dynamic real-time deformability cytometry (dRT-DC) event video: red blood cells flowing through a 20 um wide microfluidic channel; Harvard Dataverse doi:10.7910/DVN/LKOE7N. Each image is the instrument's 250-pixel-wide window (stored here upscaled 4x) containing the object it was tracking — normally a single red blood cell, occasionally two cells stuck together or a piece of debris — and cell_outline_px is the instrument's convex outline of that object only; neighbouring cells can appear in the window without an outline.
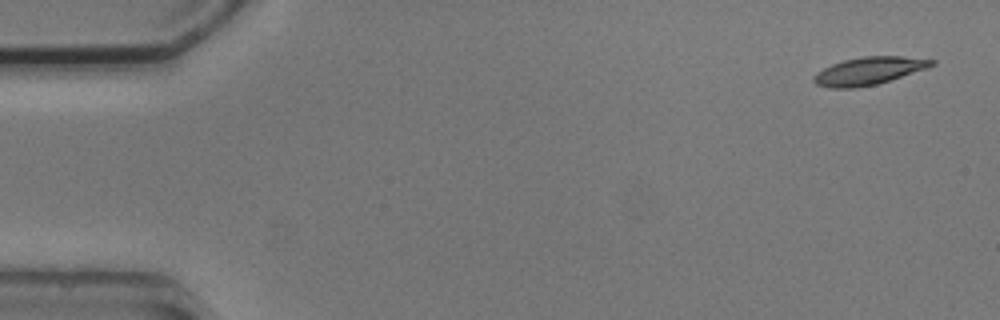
{"species": "common noctule bat (a hibernating species)", "species_latin": "Nyctalus noctula", "temperature_condition": "cold", "stored_images_in_passage": 5, "camera_frame_rate_fps": 3000, "um_per_image_px": 0.085, "animal": {"sex": "male", "body_mass_g": 20.5, "forearm_length_mm": 52.5}, "frame": {"image": 1, "passage_image": 1, "time_ms": 0.0, "image_size_px": [1000, 320], "cell_outline_px": [[936, 64], [928, 68], [876, 84], [856, 88], [828, 88], [816, 84], [812, 80], [812, 76], [816, 72], [832, 64], [844, 60], [864, 56], [900, 56], [936, 60]], "centroid_in_image_um": [73.83, 6.03], "position_along_channel_um": 11.2, "area_um2": 19.02}}
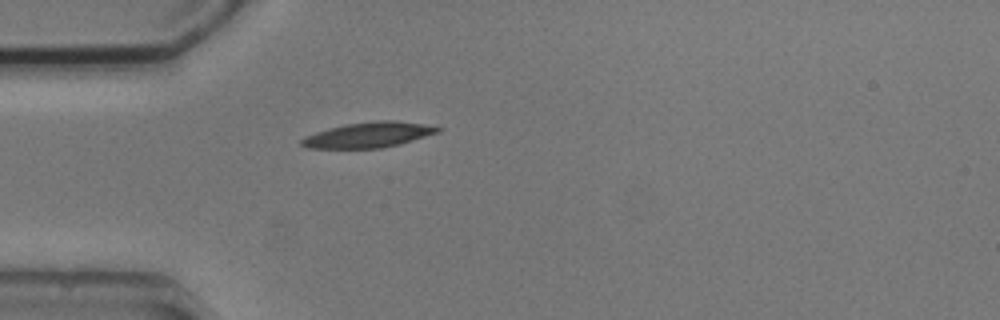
{"frame": {"image": 2, "passage_image": 5, "time_ms": 4.333, "image_size_px": [1000, 320], "cell_outline_px": [[444, 128], [440, 132], [400, 144], [380, 148], [304, 148], [300, 144], [300, 140], [304, 136], [328, 128], [344, 124], [376, 120], [396, 120]], "centroid_in_image_um": [31.3, 11.46], "position_along_channel_um": 53.7, "area_um2": 20.23}}